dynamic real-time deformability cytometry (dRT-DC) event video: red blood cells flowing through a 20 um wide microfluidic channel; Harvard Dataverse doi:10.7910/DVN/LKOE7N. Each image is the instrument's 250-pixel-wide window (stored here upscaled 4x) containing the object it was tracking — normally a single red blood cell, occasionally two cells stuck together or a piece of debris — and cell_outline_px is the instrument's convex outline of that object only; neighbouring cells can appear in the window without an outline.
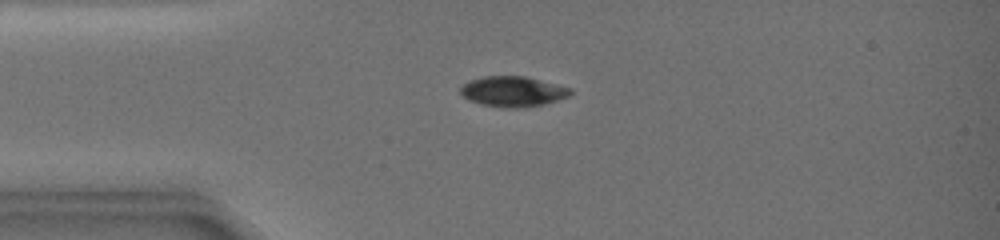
{"species": "common noctule bat (a hibernating species)", "species_latin": "Nyctalus noctula", "temperature_condition": "warm", "stored_images_in_passage": 7, "camera_frame_rate_fps": 3000, "um_per_image_px": 0.085, "animal": {"sex": "female", "body_mass_g": 19.0, "forearm_length_mm": 51.5}, "frame": {"image": 1, "passage_image": 6, "time_ms": 4.0, "image_size_px": [1000, 240], "cell_outline_px": [[572, 92], [564, 96], [552, 100], [536, 104], [488, 104], [472, 100], [464, 96], [460, 92], [460, 88], [464, 84], [472, 80], [488, 76], [524, 76], [568, 88]], "centroid_in_image_um": [43.52, 7.69], "position_along_channel_um": 41.5, "area_um2": 17.28}}